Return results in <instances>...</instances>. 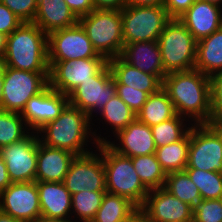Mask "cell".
<instances>
[{
	"instance_id": "cell-18",
	"label": "cell",
	"mask_w": 222,
	"mask_h": 222,
	"mask_svg": "<svg viewBox=\"0 0 222 222\" xmlns=\"http://www.w3.org/2000/svg\"><path fill=\"white\" fill-rule=\"evenodd\" d=\"M113 137L116 139L110 141V138L106 144L122 156L132 158L156 152L151 128L137 118L125 128L119 130Z\"/></svg>"
},
{
	"instance_id": "cell-10",
	"label": "cell",
	"mask_w": 222,
	"mask_h": 222,
	"mask_svg": "<svg viewBox=\"0 0 222 222\" xmlns=\"http://www.w3.org/2000/svg\"><path fill=\"white\" fill-rule=\"evenodd\" d=\"M93 151L76 156L72 161L63 180L64 186L71 195L86 189L89 191H106L103 143H99L96 150Z\"/></svg>"
},
{
	"instance_id": "cell-13",
	"label": "cell",
	"mask_w": 222,
	"mask_h": 222,
	"mask_svg": "<svg viewBox=\"0 0 222 222\" xmlns=\"http://www.w3.org/2000/svg\"><path fill=\"white\" fill-rule=\"evenodd\" d=\"M39 137L30 131L23 139L0 148L12 183L35 181Z\"/></svg>"
},
{
	"instance_id": "cell-7",
	"label": "cell",
	"mask_w": 222,
	"mask_h": 222,
	"mask_svg": "<svg viewBox=\"0 0 222 222\" xmlns=\"http://www.w3.org/2000/svg\"><path fill=\"white\" fill-rule=\"evenodd\" d=\"M124 45L133 42L158 41L171 20L163 5H126L121 9Z\"/></svg>"
},
{
	"instance_id": "cell-15",
	"label": "cell",
	"mask_w": 222,
	"mask_h": 222,
	"mask_svg": "<svg viewBox=\"0 0 222 222\" xmlns=\"http://www.w3.org/2000/svg\"><path fill=\"white\" fill-rule=\"evenodd\" d=\"M0 211L20 222H37L41 208L36 181L11 183L0 193Z\"/></svg>"
},
{
	"instance_id": "cell-46",
	"label": "cell",
	"mask_w": 222,
	"mask_h": 222,
	"mask_svg": "<svg viewBox=\"0 0 222 222\" xmlns=\"http://www.w3.org/2000/svg\"><path fill=\"white\" fill-rule=\"evenodd\" d=\"M119 222H147L144 212L137 208L131 215Z\"/></svg>"
},
{
	"instance_id": "cell-45",
	"label": "cell",
	"mask_w": 222,
	"mask_h": 222,
	"mask_svg": "<svg viewBox=\"0 0 222 222\" xmlns=\"http://www.w3.org/2000/svg\"><path fill=\"white\" fill-rule=\"evenodd\" d=\"M126 5L134 6H158L163 5L164 0H125Z\"/></svg>"
},
{
	"instance_id": "cell-12",
	"label": "cell",
	"mask_w": 222,
	"mask_h": 222,
	"mask_svg": "<svg viewBox=\"0 0 222 222\" xmlns=\"http://www.w3.org/2000/svg\"><path fill=\"white\" fill-rule=\"evenodd\" d=\"M115 95V79L107 63L96 75L76 87L68 95V100L72 106L78 107L93 119ZM94 112L97 114L94 115Z\"/></svg>"
},
{
	"instance_id": "cell-5",
	"label": "cell",
	"mask_w": 222,
	"mask_h": 222,
	"mask_svg": "<svg viewBox=\"0 0 222 222\" xmlns=\"http://www.w3.org/2000/svg\"><path fill=\"white\" fill-rule=\"evenodd\" d=\"M103 165L106 192L126 197L140 208L149 190L141 182L132 159L117 154L106 143H103Z\"/></svg>"
},
{
	"instance_id": "cell-1",
	"label": "cell",
	"mask_w": 222,
	"mask_h": 222,
	"mask_svg": "<svg viewBox=\"0 0 222 222\" xmlns=\"http://www.w3.org/2000/svg\"><path fill=\"white\" fill-rule=\"evenodd\" d=\"M173 103L176 114L192 124L211 123L210 79L193 69L168 73L162 86Z\"/></svg>"
},
{
	"instance_id": "cell-38",
	"label": "cell",
	"mask_w": 222,
	"mask_h": 222,
	"mask_svg": "<svg viewBox=\"0 0 222 222\" xmlns=\"http://www.w3.org/2000/svg\"><path fill=\"white\" fill-rule=\"evenodd\" d=\"M210 79L211 94V122H222V71H219Z\"/></svg>"
},
{
	"instance_id": "cell-23",
	"label": "cell",
	"mask_w": 222,
	"mask_h": 222,
	"mask_svg": "<svg viewBox=\"0 0 222 222\" xmlns=\"http://www.w3.org/2000/svg\"><path fill=\"white\" fill-rule=\"evenodd\" d=\"M79 19L64 0H38L33 23L47 35L56 30L72 27Z\"/></svg>"
},
{
	"instance_id": "cell-47",
	"label": "cell",
	"mask_w": 222,
	"mask_h": 222,
	"mask_svg": "<svg viewBox=\"0 0 222 222\" xmlns=\"http://www.w3.org/2000/svg\"><path fill=\"white\" fill-rule=\"evenodd\" d=\"M8 35L0 32V62H2L4 58V53L6 50V43H7Z\"/></svg>"
},
{
	"instance_id": "cell-26",
	"label": "cell",
	"mask_w": 222,
	"mask_h": 222,
	"mask_svg": "<svg viewBox=\"0 0 222 222\" xmlns=\"http://www.w3.org/2000/svg\"><path fill=\"white\" fill-rule=\"evenodd\" d=\"M176 115L173 103L167 91L161 87L157 92L148 96L146 103L136 114L139 121L149 127L167 121Z\"/></svg>"
},
{
	"instance_id": "cell-32",
	"label": "cell",
	"mask_w": 222,
	"mask_h": 222,
	"mask_svg": "<svg viewBox=\"0 0 222 222\" xmlns=\"http://www.w3.org/2000/svg\"><path fill=\"white\" fill-rule=\"evenodd\" d=\"M106 191L88 189L71 195V218L78 222H91L101 206ZM75 215V216H74Z\"/></svg>"
},
{
	"instance_id": "cell-11",
	"label": "cell",
	"mask_w": 222,
	"mask_h": 222,
	"mask_svg": "<svg viewBox=\"0 0 222 222\" xmlns=\"http://www.w3.org/2000/svg\"><path fill=\"white\" fill-rule=\"evenodd\" d=\"M47 47L50 68L58 61L96 58L99 55L79 22L48 34Z\"/></svg>"
},
{
	"instance_id": "cell-8",
	"label": "cell",
	"mask_w": 222,
	"mask_h": 222,
	"mask_svg": "<svg viewBox=\"0 0 222 222\" xmlns=\"http://www.w3.org/2000/svg\"><path fill=\"white\" fill-rule=\"evenodd\" d=\"M49 84V72H30L3 65L1 109L20 113L27 101Z\"/></svg>"
},
{
	"instance_id": "cell-9",
	"label": "cell",
	"mask_w": 222,
	"mask_h": 222,
	"mask_svg": "<svg viewBox=\"0 0 222 222\" xmlns=\"http://www.w3.org/2000/svg\"><path fill=\"white\" fill-rule=\"evenodd\" d=\"M186 168L222 173V140L210 124H193Z\"/></svg>"
},
{
	"instance_id": "cell-14",
	"label": "cell",
	"mask_w": 222,
	"mask_h": 222,
	"mask_svg": "<svg viewBox=\"0 0 222 222\" xmlns=\"http://www.w3.org/2000/svg\"><path fill=\"white\" fill-rule=\"evenodd\" d=\"M107 63L108 60L100 54L96 58L58 61L50 68L49 85L68 96L82 82L96 75Z\"/></svg>"
},
{
	"instance_id": "cell-39",
	"label": "cell",
	"mask_w": 222,
	"mask_h": 222,
	"mask_svg": "<svg viewBox=\"0 0 222 222\" xmlns=\"http://www.w3.org/2000/svg\"><path fill=\"white\" fill-rule=\"evenodd\" d=\"M23 22H33L37 8L38 0H0Z\"/></svg>"
},
{
	"instance_id": "cell-37",
	"label": "cell",
	"mask_w": 222,
	"mask_h": 222,
	"mask_svg": "<svg viewBox=\"0 0 222 222\" xmlns=\"http://www.w3.org/2000/svg\"><path fill=\"white\" fill-rule=\"evenodd\" d=\"M116 94L137 114L146 103L149 94L135 88H127V85L119 84L115 80Z\"/></svg>"
},
{
	"instance_id": "cell-34",
	"label": "cell",
	"mask_w": 222,
	"mask_h": 222,
	"mask_svg": "<svg viewBox=\"0 0 222 222\" xmlns=\"http://www.w3.org/2000/svg\"><path fill=\"white\" fill-rule=\"evenodd\" d=\"M197 186L203 200L222 198V173L195 168L184 170Z\"/></svg>"
},
{
	"instance_id": "cell-52",
	"label": "cell",
	"mask_w": 222,
	"mask_h": 222,
	"mask_svg": "<svg viewBox=\"0 0 222 222\" xmlns=\"http://www.w3.org/2000/svg\"><path fill=\"white\" fill-rule=\"evenodd\" d=\"M202 1H207L208 3H212L222 7V0H202Z\"/></svg>"
},
{
	"instance_id": "cell-41",
	"label": "cell",
	"mask_w": 222,
	"mask_h": 222,
	"mask_svg": "<svg viewBox=\"0 0 222 222\" xmlns=\"http://www.w3.org/2000/svg\"><path fill=\"white\" fill-rule=\"evenodd\" d=\"M196 0H164L163 6L171 19H178Z\"/></svg>"
},
{
	"instance_id": "cell-3",
	"label": "cell",
	"mask_w": 222,
	"mask_h": 222,
	"mask_svg": "<svg viewBox=\"0 0 222 222\" xmlns=\"http://www.w3.org/2000/svg\"><path fill=\"white\" fill-rule=\"evenodd\" d=\"M48 35L33 22H23L7 37L2 64L17 70L49 72Z\"/></svg>"
},
{
	"instance_id": "cell-17",
	"label": "cell",
	"mask_w": 222,
	"mask_h": 222,
	"mask_svg": "<svg viewBox=\"0 0 222 222\" xmlns=\"http://www.w3.org/2000/svg\"><path fill=\"white\" fill-rule=\"evenodd\" d=\"M147 222H181L193 220L192 208L164 188L149 190L140 207Z\"/></svg>"
},
{
	"instance_id": "cell-22",
	"label": "cell",
	"mask_w": 222,
	"mask_h": 222,
	"mask_svg": "<svg viewBox=\"0 0 222 222\" xmlns=\"http://www.w3.org/2000/svg\"><path fill=\"white\" fill-rule=\"evenodd\" d=\"M41 218L66 219L71 217V194L63 182L36 181Z\"/></svg>"
},
{
	"instance_id": "cell-2",
	"label": "cell",
	"mask_w": 222,
	"mask_h": 222,
	"mask_svg": "<svg viewBox=\"0 0 222 222\" xmlns=\"http://www.w3.org/2000/svg\"><path fill=\"white\" fill-rule=\"evenodd\" d=\"M91 122L92 119L88 114L68 103L55 120L46 123L37 133L40 142L44 145L65 149L81 156L92 152L89 150L92 148H86L91 140H93L91 144H94L95 147L99 143L108 141L107 137L104 138L101 134H99L100 136L96 134V129L93 131L94 124Z\"/></svg>"
},
{
	"instance_id": "cell-35",
	"label": "cell",
	"mask_w": 222,
	"mask_h": 222,
	"mask_svg": "<svg viewBox=\"0 0 222 222\" xmlns=\"http://www.w3.org/2000/svg\"><path fill=\"white\" fill-rule=\"evenodd\" d=\"M29 132L20 113L0 109V148L23 139Z\"/></svg>"
},
{
	"instance_id": "cell-21",
	"label": "cell",
	"mask_w": 222,
	"mask_h": 222,
	"mask_svg": "<svg viewBox=\"0 0 222 222\" xmlns=\"http://www.w3.org/2000/svg\"><path fill=\"white\" fill-rule=\"evenodd\" d=\"M120 57L133 67L156 75L162 82L164 71L161 51L157 41L133 42L123 46Z\"/></svg>"
},
{
	"instance_id": "cell-42",
	"label": "cell",
	"mask_w": 222,
	"mask_h": 222,
	"mask_svg": "<svg viewBox=\"0 0 222 222\" xmlns=\"http://www.w3.org/2000/svg\"><path fill=\"white\" fill-rule=\"evenodd\" d=\"M79 19L95 9L93 0H64Z\"/></svg>"
},
{
	"instance_id": "cell-44",
	"label": "cell",
	"mask_w": 222,
	"mask_h": 222,
	"mask_svg": "<svg viewBox=\"0 0 222 222\" xmlns=\"http://www.w3.org/2000/svg\"><path fill=\"white\" fill-rule=\"evenodd\" d=\"M11 180L7 171L6 163L0 153V193L4 191L10 184Z\"/></svg>"
},
{
	"instance_id": "cell-51",
	"label": "cell",
	"mask_w": 222,
	"mask_h": 222,
	"mask_svg": "<svg viewBox=\"0 0 222 222\" xmlns=\"http://www.w3.org/2000/svg\"><path fill=\"white\" fill-rule=\"evenodd\" d=\"M209 124L220 134L222 140V122H211Z\"/></svg>"
},
{
	"instance_id": "cell-50",
	"label": "cell",
	"mask_w": 222,
	"mask_h": 222,
	"mask_svg": "<svg viewBox=\"0 0 222 222\" xmlns=\"http://www.w3.org/2000/svg\"><path fill=\"white\" fill-rule=\"evenodd\" d=\"M2 88H3V64L0 62V109L2 101Z\"/></svg>"
},
{
	"instance_id": "cell-24",
	"label": "cell",
	"mask_w": 222,
	"mask_h": 222,
	"mask_svg": "<svg viewBox=\"0 0 222 222\" xmlns=\"http://www.w3.org/2000/svg\"><path fill=\"white\" fill-rule=\"evenodd\" d=\"M113 78L127 88H135L149 95L157 92L163 82L153 74L145 73L125 62L120 56L108 59Z\"/></svg>"
},
{
	"instance_id": "cell-36",
	"label": "cell",
	"mask_w": 222,
	"mask_h": 222,
	"mask_svg": "<svg viewBox=\"0 0 222 222\" xmlns=\"http://www.w3.org/2000/svg\"><path fill=\"white\" fill-rule=\"evenodd\" d=\"M191 208L194 222H222V198L202 199Z\"/></svg>"
},
{
	"instance_id": "cell-6",
	"label": "cell",
	"mask_w": 222,
	"mask_h": 222,
	"mask_svg": "<svg viewBox=\"0 0 222 222\" xmlns=\"http://www.w3.org/2000/svg\"><path fill=\"white\" fill-rule=\"evenodd\" d=\"M164 71L193 70L197 41L179 19H171L158 38Z\"/></svg>"
},
{
	"instance_id": "cell-31",
	"label": "cell",
	"mask_w": 222,
	"mask_h": 222,
	"mask_svg": "<svg viewBox=\"0 0 222 222\" xmlns=\"http://www.w3.org/2000/svg\"><path fill=\"white\" fill-rule=\"evenodd\" d=\"M192 125L188 119L176 114L167 121L151 126L156 148L181 140L190 131Z\"/></svg>"
},
{
	"instance_id": "cell-43",
	"label": "cell",
	"mask_w": 222,
	"mask_h": 222,
	"mask_svg": "<svg viewBox=\"0 0 222 222\" xmlns=\"http://www.w3.org/2000/svg\"><path fill=\"white\" fill-rule=\"evenodd\" d=\"M95 9L121 10L126 6L125 0H93Z\"/></svg>"
},
{
	"instance_id": "cell-33",
	"label": "cell",
	"mask_w": 222,
	"mask_h": 222,
	"mask_svg": "<svg viewBox=\"0 0 222 222\" xmlns=\"http://www.w3.org/2000/svg\"><path fill=\"white\" fill-rule=\"evenodd\" d=\"M163 188L191 207L202 200L197 186L185 171L168 173Z\"/></svg>"
},
{
	"instance_id": "cell-30",
	"label": "cell",
	"mask_w": 222,
	"mask_h": 222,
	"mask_svg": "<svg viewBox=\"0 0 222 222\" xmlns=\"http://www.w3.org/2000/svg\"><path fill=\"white\" fill-rule=\"evenodd\" d=\"M131 159L141 182L148 190L164 187L167 174L162 169L155 153Z\"/></svg>"
},
{
	"instance_id": "cell-48",
	"label": "cell",
	"mask_w": 222,
	"mask_h": 222,
	"mask_svg": "<svg viewBox=\"0 0 222 222\" xmlns=\"http://www.w3.org/2000/svg\"><path fill=\"white\" fill-rule=\"evenodd\" d=\"M37 222H76L73 221L72 218H66V219H48V218H40ZM78 222V221H77Z\"/></svg>"
},
{
	"instance_id": "cell-27",
	"label": "cell",
	"mask_w": 222,
	"mask_h": 222,
	"mask_svg": "<svg viewBox=\"0 0 222 222\" xmlns=\"http://www.w3.org/2000/svg\"><path fill=\"white\" fill-rule=\"evenodd\" d=\"M190 131L179 141L156 148V157L166 174L184 171L187 166Z\"/></svg>"
},
{
	"instance_id": "cell-25",
	"label": "cell",
	"mask_w": 222,
	"mask_h": 222,
	"mask_svg": "<svg viewBox=\"0 0 222 222\" xmlns=\"http://www.w3.org/2000/svg\"><path fill=\"white\" fill-rule=\"evenodd\" d=\"M194 69L208 77L222 71V27L197 41Z\"/></svg>"
},
{
	"instance_id": "cell-19",
	"label": "cell",
	"mask_w": 222,
	"mask_h": 222,
	"mask_svg": "<svg viewBox=\"0 0 222 222\" xmlns=\"http://www.w3.org/2000/svg\"><path fill=\"white\" fill-rule=\"evenodd\" d=\"M178 19L199 41L222 27V7L196 0Z\"/></svg>"
},
{
	"instance_id": "cell-40",
	"label": "cell",
	"mask_w": 222,
	"mask_h": 222,
	"mask_svg": "<svg viewBox=\"0 0 222 222\" xmlns=\"http://www.w3.org/2000/svg\"><path fill=\"white\" fill-rule=\"evenodd\" d=\"M23 21L0 2V32L10 35Z\"/></svg>"
},
{
	"instance_id": "cell-49",
	"label": "cell",
	"mask_w": 222,
	"mask_h": 222,
	"mask_svg": "<svg viewBox=\"0 0 222 222\" xmlns=\"http://www.w3.org/2000/svg\"><path fill=\"white\" fill-rule=\"evenodd\" d=\"M0 222H20V221L0 211Z\"/></svg>"
},
{
	"instance_id": "cell-4",
	"label": "cell",
	"mask_w": 222,
	"mask_h": 222,
	"mask_svg": "<svg viewBox=\"0 0 222 222\" xmlns=\"http://www.w3.org/2000/svg\"><path fill=\"white\" fill-rule=\"evenodd\" d=\"M93 48L107 60L121 55L124 40L121 10L94 9L80 17Z\"/></svg>"
},
{
	"instance_id": "cell-16",
	"label": "cell",
	"mask_w": 222,
	"mask_h": 222,
	"mask_svg": "<svg viewBox=\"0 0 222 222\" xmlns=\"http://www.w3.org/2000/svg\"><path fill=\"white\" fill-rule=\"evenodd\" d=\"M68 103L67 95L52 89L48 84L27 101L21 117L30 131L37 132L46 123L55 120Z\"/></svg>"
},
{
	"instance_id": "cell-20",
	"label": "cell",
	"mask_w": 222,
	"mask_h": 222,
	"mask_svg": "<svg viewBox=\"0 0 222 222\" xmlns=\"http://www.w3.org/2000/svg\"><path fill=\"white\" fill-rule=\"evenodd\" d=\"M76 156L68 150L46 146L39 140L35 181L63 182Z\"/></svg>"
},
{
	"instance_id": "cell-53",
	"label": "cell",
	"mask_w": 222,
	"mask_h": 222,
	"mask_svg": "<svg viewBox=\"0 0 222 222\" xmlns=\"http://www.w3.org/2000/svg\"><path fill=\"white\" fill-rule=\"evenodd\" d=\"M181 222H194L193 220H185V221H181Z\"/></svg>"
},
{
	"instance_id": "cell-29",
	"label": "cell",
	"mask_w": 222,
	"mask_h": 222,
	"mask_svg": "<svg viewBox=\"0 0 222 222\" xmlns=\"http://www.w3.org/2000/svg\"><path fill=\"white\" fill-rule=\"evenodd\" d=\"M98 113L100 118L97 119L101 120L102 124L108 123L111 126L113 136L137 118L135 112L117 94L108 100Z\"/></svg>"
},
{
	"instance_id": "cell-28",
	"label": "cell",
	"mask_w": 222,
	"mask_h": 222,
	"mask_svg": "<svg viewBox=\"0 0 222 222\" xmlns=\"http://www.w3.org/2000/svg\"><path fill=\"white\" fill-rule=\"evenodd\" d=\"M137 208L128 198L105 192L101 206L91 222H119L131 215Z\"/></svg>"
}]
</instances>
